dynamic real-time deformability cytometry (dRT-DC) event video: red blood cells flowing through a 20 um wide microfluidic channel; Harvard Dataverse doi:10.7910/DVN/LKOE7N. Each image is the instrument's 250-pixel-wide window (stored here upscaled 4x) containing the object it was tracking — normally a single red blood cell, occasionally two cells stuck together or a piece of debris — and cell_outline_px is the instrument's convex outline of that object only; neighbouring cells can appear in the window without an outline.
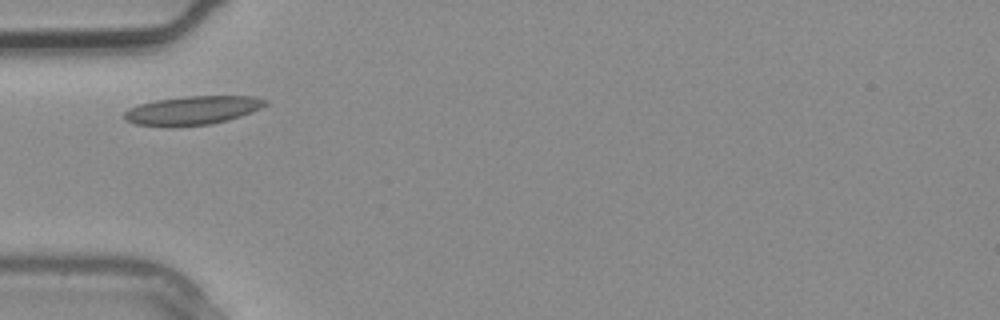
{"species": "common noctule bat (a hibernating species)", "species_latin": "Nyctalus noctula", "temperature_condition": "warm", "stored_images_in_passage": 1, "camera_frame_rate_fps": 3000, "um_per_image_px": 0.085, "animal": {"sex": "male", "body_mass_g": 20.4}, "frame": {"image": 1, "passage_image": 1, "time_ms": 0.0, "image_size_px": [1000, 320], "cell_outline_px": [[268, 104], [252, 112], [228, 120], [212, 124], [136, 124], [124, 120], [124, 112], [128, 108], [140, 104], [156, 100], [184, 96], [252, 96], [268, 100]], "centroid_in_image_um": [16.42, 9.34], "position_along_channel_um": 68.6, "area_um2": 22.89}}